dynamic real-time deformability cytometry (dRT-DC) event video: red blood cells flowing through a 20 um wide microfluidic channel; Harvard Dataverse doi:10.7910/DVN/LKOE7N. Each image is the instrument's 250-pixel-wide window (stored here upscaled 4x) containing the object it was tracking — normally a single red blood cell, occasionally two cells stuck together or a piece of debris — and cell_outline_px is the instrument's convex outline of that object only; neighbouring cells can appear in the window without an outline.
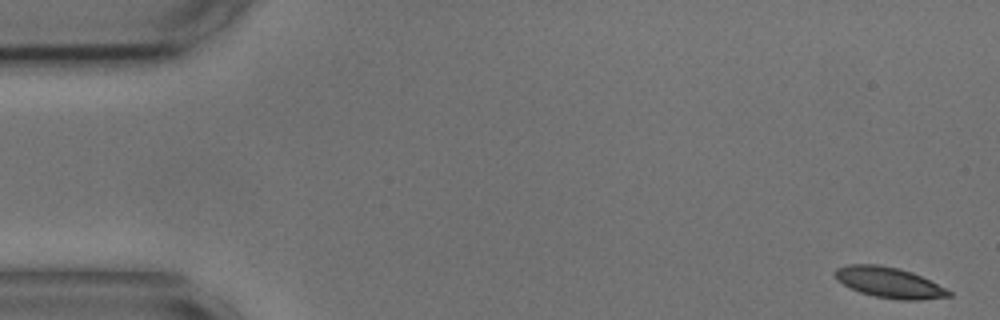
{"species": "common noctule bat (a hibernating species)", "species_latin": "Nyctalus noctula", "temperature_condition": "cold", "stored_images_in_passage": 54, "camera_frame_rate_fps": 3000, "um_per_image_px": 0.085, "animal": {"sex": "male", "body_mass_g": 17.9, "forearm_length_mm": 54.2}, "frame": {"image": 1, "passage_image": 1, "time_ms": 0.0, "image_size_px": [1000, 320], "cell_outline_px": [[952, 296], [920, 300], [900, 300], [876, 296], [860, 292], [836, 280], [832, 272], [836, 268], [848, 264], [876, 264], [900, 268], [912, 272], [952, 292]], "centroid_in_image_um": [75.54, 24.0], "position_along_channel_um": 9.5, "area_um2": 20.17}}
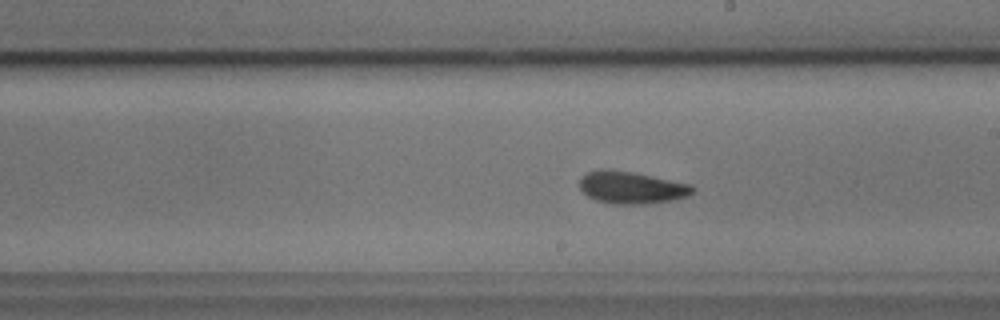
{"frame": {"image": 2, "passage_image": 30, "time_ms": 9.667, "image_size_px": [1000, 320], "cell_outline_px": [[696, 192], [688, 196], [672, 200], [648, 204], [612, 204], [596, 200], [588, 196], [580, 188], [580, 180], [588, 172], [600, 168], [608, 168], [632, 172], [692, 184], [696, 188]], "centroid_in_image_um": [53.72, 15.94], "position_along_channel_um": 235.3, "area_um2": 21.44}}
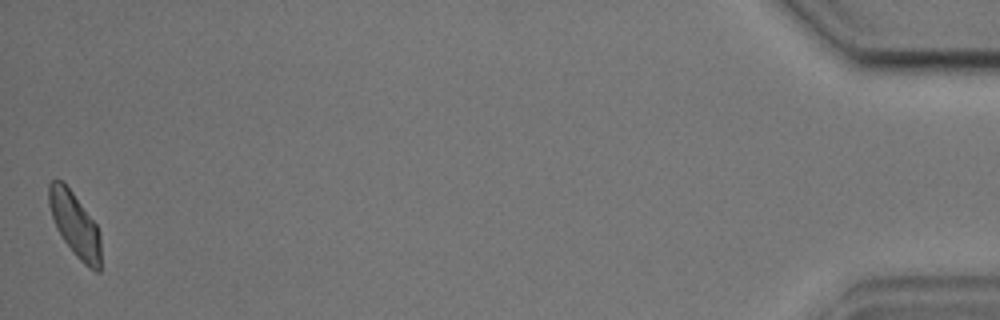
{"frame": {"image": 3, "passage_image": 54, "time_ms": 17.667, "image_size_px": [1000, 320], "cell_outline_px": [[100, 272], [96, 272], [88, 268], [76, 256], [64, 240], [56, 228], [48, 204], [48, 184], [52, 180], [60, 180], [72, 192], [96, 224], [100, 232]], "centroid_in_image_um": [6.36, 19.11], "position_along_channel_um": 428.8, "area_um2": 19.25}, "authors_computed_cell_mechanics": {"area_um2": 20.1433, "velocity_mm_per_s": 3.6006, "shape_relaxation_time_tau1_ms": 5.5612, "shape_relaxation_time_tau2_ms": 4.8999, "deformation_change_tau1": 0.1014, "deformation_change_tau2": 0.101}}